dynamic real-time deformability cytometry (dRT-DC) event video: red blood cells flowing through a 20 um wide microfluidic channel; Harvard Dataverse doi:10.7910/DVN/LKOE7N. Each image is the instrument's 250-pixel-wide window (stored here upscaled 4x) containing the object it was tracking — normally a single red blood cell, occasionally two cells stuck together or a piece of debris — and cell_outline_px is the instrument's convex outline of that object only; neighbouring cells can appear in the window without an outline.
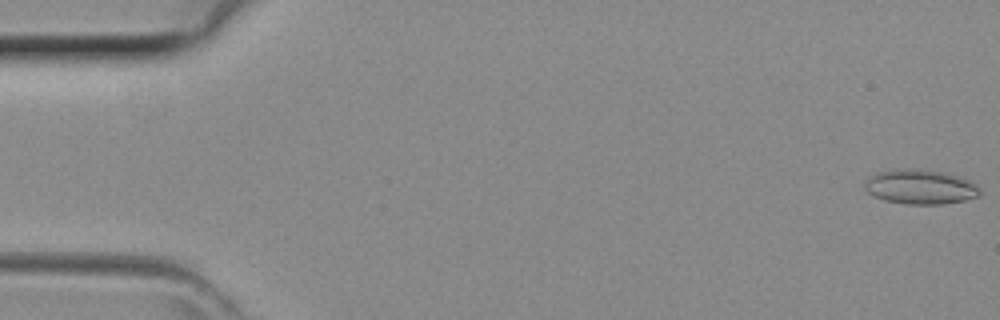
{"species": "common noctule bat (a hibernating species)", "species_latin": "Nyctalus noctula", "temperature_condition": "room temperature", "stored_images_in_passage": 13, "camera_frame_rate_fps": 3000, "um_per_image_px": 0.085, "animal": {"sex": "female", "body_mass_g": 29.2, "forearm_length_mm": 56.3}, "frame": {"image": 1, "passage_image": 1, "time_ms": 0.0, "image_size_px": [1000, 320], "cell_outline_px": [[980, 196], [964, 200], [944, 204], [904, 204], [884, 200], [868, 192], [864, 188], [864, 180], [868, 176], [876, 172], [896, 168], [920, 168], [948, 172], [972, 180], [976, 184], [980, 192]], "centroid_in_image_um": [78.23, 15.85], "position_along_channel_um": 6.8, "area_um2": 23.87}}
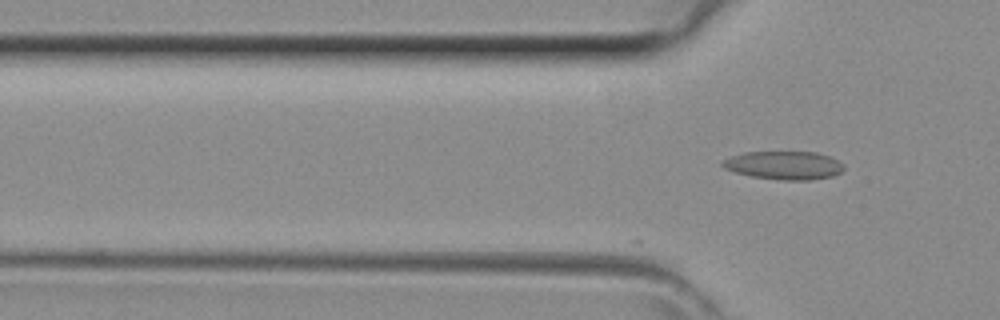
{"frame": {"image": 2, "passage_image": 13, "time_ms": 4.0, "image_size_px": [1000, 320], "cell_outline_px": [[844, 168], [840, 172], [832, 176], [808, 180], [780, 180], [752, 176], [736, 172], [724, 168], [720, 164], [724, 160], [732, 156], [744, 152], [816, 152], [828, 156], [844, 164]], "centroid_in_image_um": [66.64, 14.05], "position_along_channel_um": 59.2, "area_um2": 19.83}}